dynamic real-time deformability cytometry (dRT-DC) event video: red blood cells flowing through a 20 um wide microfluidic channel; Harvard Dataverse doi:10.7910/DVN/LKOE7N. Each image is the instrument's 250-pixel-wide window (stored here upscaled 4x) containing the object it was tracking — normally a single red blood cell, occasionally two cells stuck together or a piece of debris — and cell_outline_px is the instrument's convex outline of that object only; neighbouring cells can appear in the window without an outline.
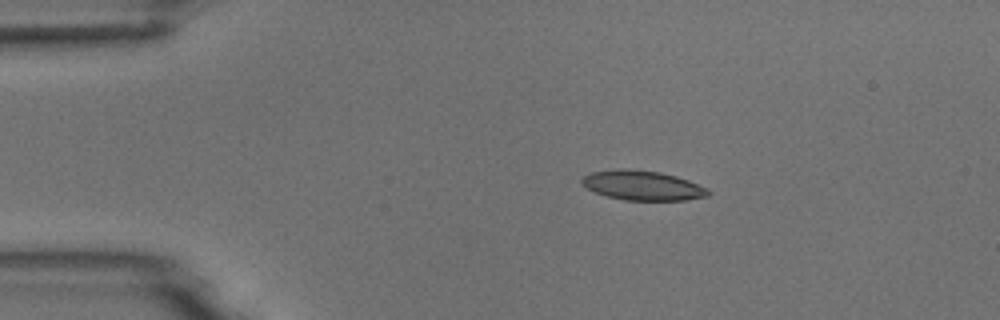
{"species": "common noctule bat (a hibernating species)", "species_latin": "Nyctalus noctula", "temperature_condition": "room temperature", "stored_images_in_passage": 5, "camera_frame_rate_fps": 3000, "um_per_image_px": 0.085, "animal": {"sex": "male", "body_mass_g": 18.8}, "frame": {"image": 1, "passage_image": 1, "time_ms": 0.0, "image_size_px": [1000, 320], "cell_outline_px": [[712, 192], [708, 196], [684, 200], [624, 200], [608, 196], [596, 192], [588, 188], [580, 180], [584, 176], [592, 172], [616, 168], [628, 168], [660, 172], [676, 176], [688, 180], [708, 188]], "centroid_in_image_um": [54.65, 15.75], "position_along_channel_um": 30.4, "area_um2": 21.79}}
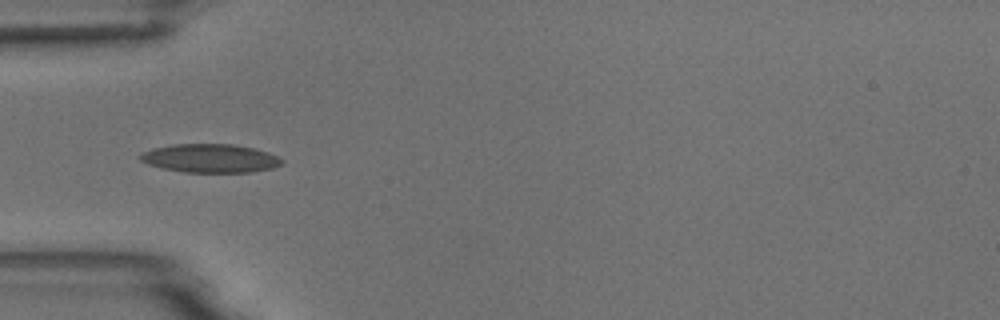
{"frame": {"image": 2, "passage_image": 3, "time_ms": 2.333, "image_size_px": [1000, 320], "cell_outline_px": [[284, 164], [272, 168], [252, 172], [184, 172], [160, 168], [148, 164], [140, 160], [136, 156], [152, 148], [172, 144], [232, 144], [252, 148], [268, 152], [284, 160]], "centroid_in_image_um": [17.85, 13.46], "position_along_channel_um": 67.2, "area_um2": 23.7}}